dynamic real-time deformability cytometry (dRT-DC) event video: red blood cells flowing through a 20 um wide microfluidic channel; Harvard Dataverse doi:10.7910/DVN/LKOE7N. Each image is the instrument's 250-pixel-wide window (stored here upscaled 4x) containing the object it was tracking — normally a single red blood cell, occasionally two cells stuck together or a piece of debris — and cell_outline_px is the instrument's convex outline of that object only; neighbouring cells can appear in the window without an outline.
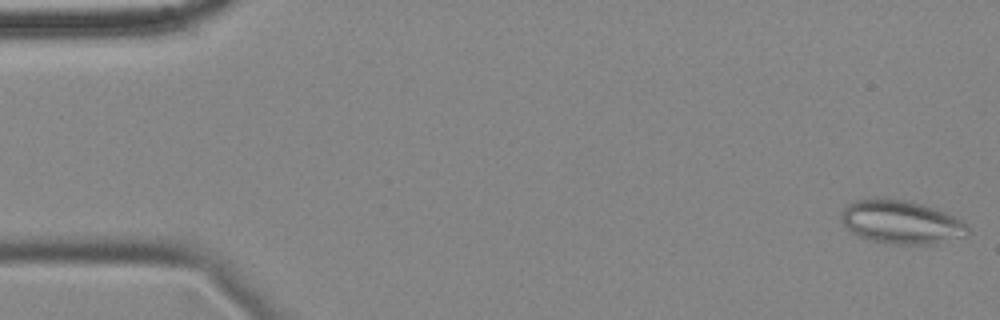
{"species": "common noctule bat (a hibernating species)", "species_latin": "Nyctalus noctula", "temperature_condition": "cold", "stored_images_in_passage": 57, "camera_frame_rate_fps": 3000, "um_per_image_px": 0.085, "animal": {"sex": "female", "body_mass_g": 18.4}, "frame": {"image": 1, "passage_image": 1, "time_ms": 0.0, "image_size_px": [1000, 320], "cell_outline_px": [[968, 232], [936, 244], [892, 244], [872, 240], [860, 236], [852, 232], [844, 224], [844, 208], [848, 204], [856, 200], [904, 200], [920, 204], [944, 212], [968, 224]], "centroid_in_image_um": [76.61, 18.9], "position_along_channel_um": 8.4, "area_um2": 30.69}}
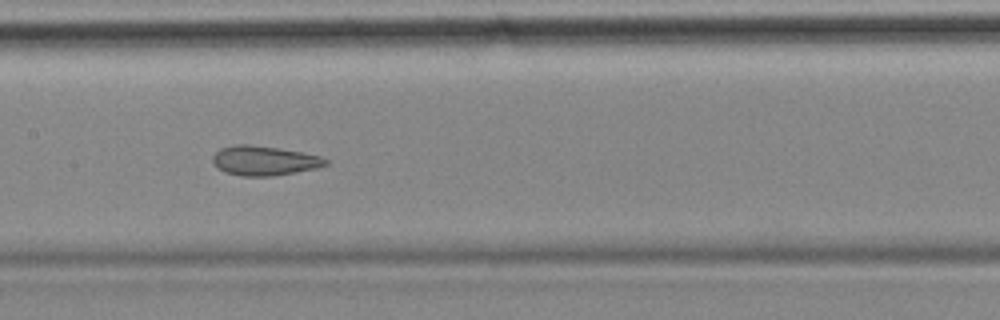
{"frame": {"image": 2, "passage_image": 27, "time_ms": 8.667, "image_size_px": [1000, 320], "cell_outline_px": [[328, 164], [316, 168], [272, 176], [240, 176], [224, 172], [212, 160], [212, 156], [220, 148], [236, 144], [252, 144], [280, 148], [320, 156], [328, 160]], "centroid_in_image_um": [22.44, 13.64], "position_along_channel_um": 185.0, "area_um2": 19.36}}
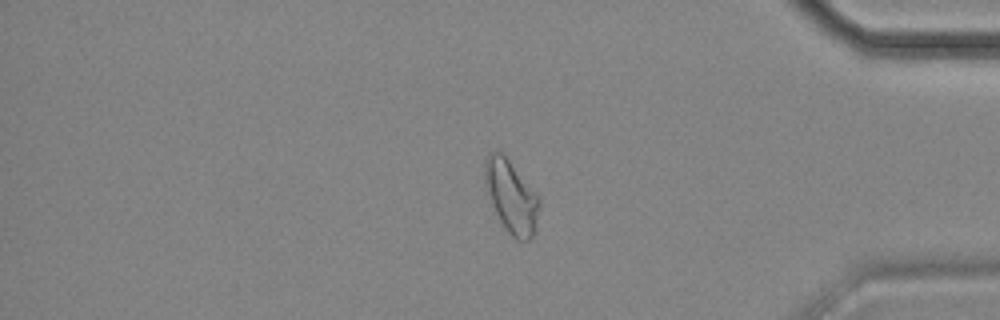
{"frame": {"image": 3, "passage_image": 47, "time_ms": 15.333, "image_size_px": [1000, 320], "cell_outline_px": [[540, 204], [532, 236], [528, 240], [516, 240], [508, 232], [500, 220], [484, 188], [484, 160], [496, 148], [500, 148], [540, 196]], "centroid_in_image_um": [43.43, 16.62], "position_along_channel_um": 391.8, "area_um2": 23.35}, "authors_computed_cell_mechanics": {"area_um2": 22.3108, "velocity_mm_per_s": 3.5056, "shape_relaxation_time_tau1_ms": null, "shape_relaxation_time_tau2_ms": 1.7536, "deformation_change_tau1": null, "deformation_change_tau2": 0.0835}}